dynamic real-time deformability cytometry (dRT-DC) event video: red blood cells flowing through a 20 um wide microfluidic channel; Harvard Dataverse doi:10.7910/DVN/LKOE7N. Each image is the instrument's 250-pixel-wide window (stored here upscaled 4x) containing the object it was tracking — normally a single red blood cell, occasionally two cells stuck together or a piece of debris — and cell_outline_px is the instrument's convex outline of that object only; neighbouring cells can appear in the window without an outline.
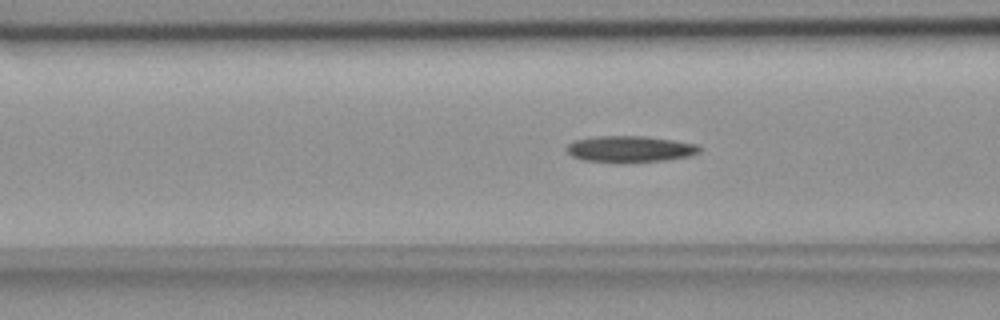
{"species": "common noctule bat (a hibernating species)", "species_latin": "Nyctalus noctula", "temperature_condition": "room temperature", "stored_images_in_passage": 40, "camera_frame_rate_fps": 3000, "um_per_image_px": 0.085, "animal": {"sex": "female", "body_mass_g": 18.4}, "frame": {"image": 1, "passage_image": 16, "time_ms": 5.0, "image_size_px": [1000, 320], "cell_outline_px": [[700, 152], [688, 156], [664, 160], [584, 160], [572, 156], [564, 148], [568, 144], [576, 140], [596, 136], [644, 136], [672, 140], [696, 144], [700, 148]], "centroid_in_image_um": [53.53, 12.62], "position_along_channel_um": 113.1, "area_um2": 19.42}}
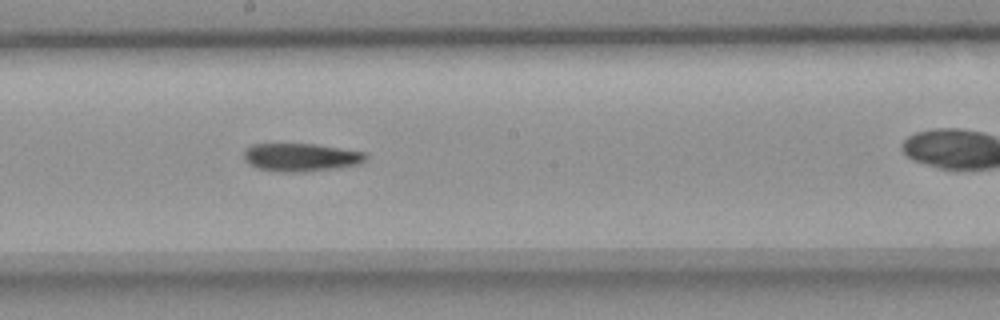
{"frame": {"image": 2, "passage_image": 25, "time_ms": 8.0, "image_size_px": [1000, 320], "cell_outline_px": [[368, 156], [360, 164], [340, 168], [304, 172], [280, 172], [256, 168], [248, 164], [244, 160], [244, 148], [252, 144], [316, 144], [364, 152]], "centroid_in_image_um": [25.55, 13.38], "position_along_channel_um": 222.6, "area_um2": 20.23}}
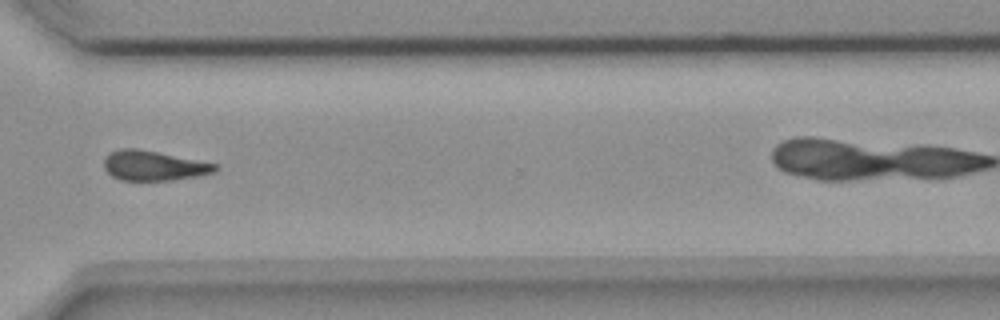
{"frame": {"image": 3, "passage_image": 36, "time_ms": 11.667, "image_size_px": [1000, 320], "cell_outline_px": [[220, 168], [216, 172], [196, 176], [172, 180], [120, 180], [112, 176], [104, 168], [104, 156], [120, 148], [136, 148], [220, 164]], "centroid_in_image_um": [13.09, 14.08], "position_along_channel_um": 357.5, "area_um2": 19.42}}